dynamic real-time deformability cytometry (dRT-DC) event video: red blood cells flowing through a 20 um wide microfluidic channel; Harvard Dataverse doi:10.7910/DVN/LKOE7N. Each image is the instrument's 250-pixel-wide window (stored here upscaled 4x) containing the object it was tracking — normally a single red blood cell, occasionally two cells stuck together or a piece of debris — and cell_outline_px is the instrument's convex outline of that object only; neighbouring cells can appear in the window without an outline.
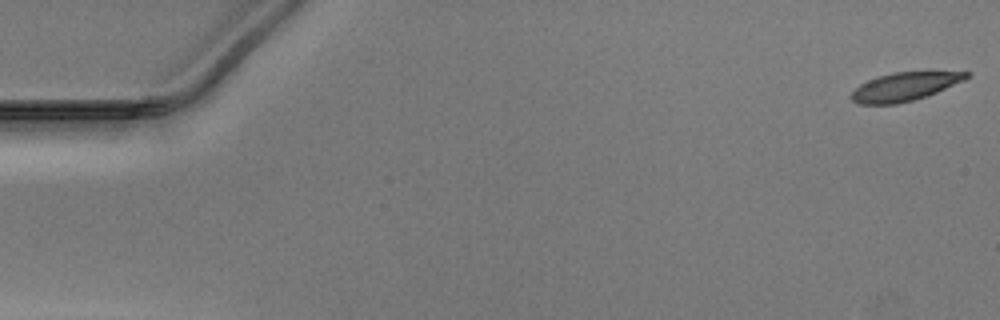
{"species": "Egyptian fruit bat (a non-hibernating species)", "species_latin": "Rousettus aegyptiacus", "temperature_condition": "warm", "stored_images_in_passage": 52, "camera_frame_rate_fps": 3000, "um_per_image_px": 0.085, "animal": {"sex": "male"}, "frame": {"image": 1, "passage_image": 1, "time_ms": 0.0, "image_size_px": [1000, 320], "cell_outline_px": [[972, 72], [964, 80], [936, 92], [912, 100], [896, 104], [860, 104], [852, 100], [852, 92], [860, 84], [876, 76], [892, 72]], "centroid_in_image_um": [76.86, 7.36], "position_along_channel_um": 8.1, "area_um2": 18.67}}
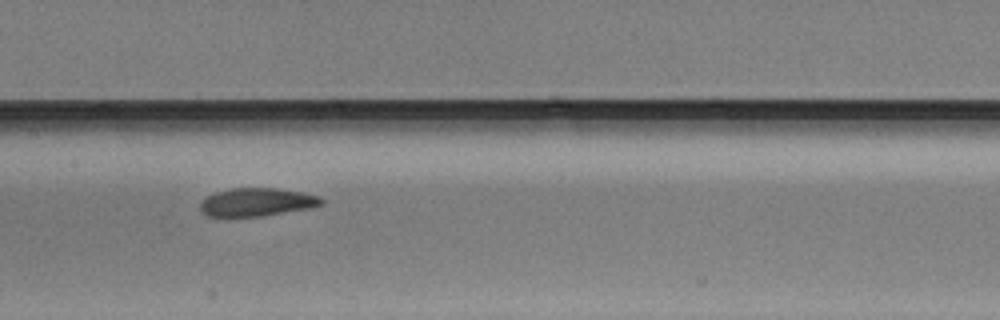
{"frame": {"image": 2, "passage_image": 26, "time_ms": 8.333, "image_size_px": [1000, 320], "cell_outline_px": [[324, 204], [308, 208], [260, 216], [208, 216], [200, 212], [200, 200], [216, 192], [232, 188], [276, 188], [304, 192], [320, 196], [324, 200]], "centroid_in_image_um": [21.83, 17.17], "position_along_channel_um": 185.6, "area_um2": 19.88}}
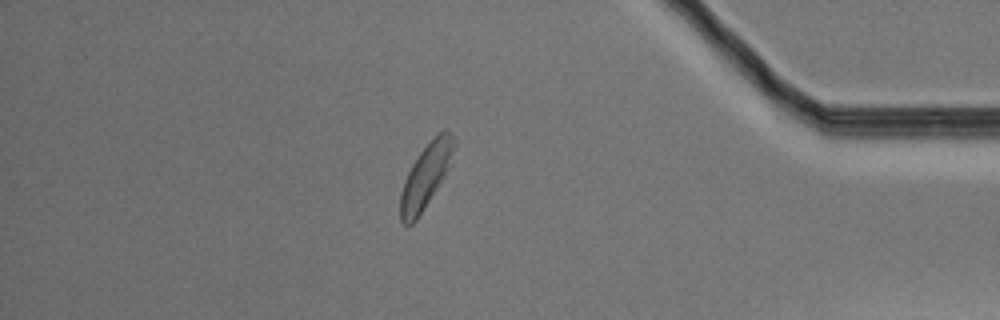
{"frame": {"image": 3, "passage_image": 45, "time_ms": 14.667, "image_size_px": [1000, 320], "cell_outline_px": [[456, 144], [452, 164], [416, 220], [412, 224], [404, 224], [400, 220], [400, 196], [404, 180], [412, 164], [420, 152], [444, 128], [452, 132], [456, 140]], "centroid_in_image_um": [36.23, 14.91], "position_along_channel_um": 399.0, "area_um2": 19.94}}